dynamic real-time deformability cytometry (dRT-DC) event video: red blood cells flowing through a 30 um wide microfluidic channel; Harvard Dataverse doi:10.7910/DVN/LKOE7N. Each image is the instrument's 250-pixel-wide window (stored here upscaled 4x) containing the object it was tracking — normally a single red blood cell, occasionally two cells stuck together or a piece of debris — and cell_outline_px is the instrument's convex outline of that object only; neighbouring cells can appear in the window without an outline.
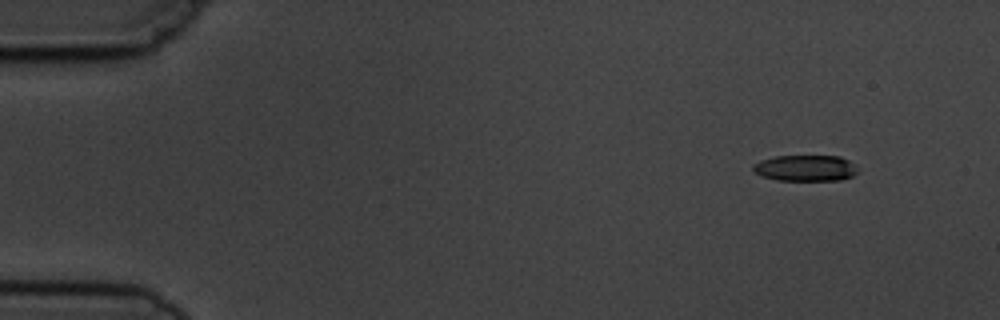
{"species": "common noctule bat (a hibernating species)", "species_latin": "Nyctalus noctula", "temperature_condition": "cold", "stored_images_in_passage": 4, "camera_frame_rate_fps": 3000, "um_per_image_px": 0.085, "animal": {"sex": "male", "body_mass_g": 19.5, "forearm_length_mm": 54.6}, "frame": {"image": 1, "passage_image": 1, "time_ms": 0.0, "image_size_px": [1000, 320], "cell_outline_px": [[860, 172], [852, 176], [840, 180], [776, 180], [760, 176], [752, 172], [752, 164], [760, 160], [776, 156], [840, 156], [848, 160]], "centroid_in_image_um": [68.41, 14.29], "position_along_channel_um": 16.6, "area_um2": 16.07}}
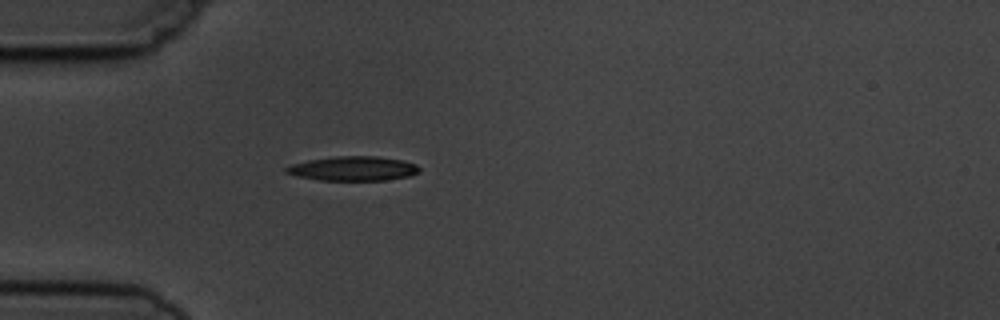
{"frame": {"image": 2, "passage_image": 4, "time_ms": 3.667, "image_size_px": [1000, 320], "cell_outline_px": [[420, 172], [412, 176], [384, 180], [320, 180], [296, 176], [284, 172], [284, 168], [292, 164], [308, 160], [336, 156], [380, 156], [404, 160], [416, 164], [420, 168]], "centroid_in_image_um": [30.05, 14.32], "position_along_channel_um": 54.9, "area_um2": 19.13}}